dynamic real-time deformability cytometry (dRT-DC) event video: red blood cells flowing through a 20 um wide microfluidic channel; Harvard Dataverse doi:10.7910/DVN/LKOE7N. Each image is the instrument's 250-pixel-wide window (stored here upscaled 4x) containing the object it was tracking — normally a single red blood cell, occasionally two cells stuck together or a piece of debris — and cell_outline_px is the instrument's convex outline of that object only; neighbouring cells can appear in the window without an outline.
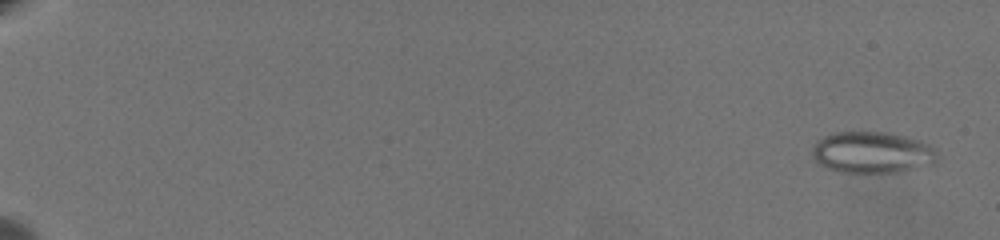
{"species": "common noctule bat (a hibernating species)", "species_latin": "Nyctalus noctula", "temperature_condition": "warm", "stored_images_in_passage": 66, "camera_frame_rate_fps": 3000, "um_per_image_px": 0.085, "animal": {"sex": "female", "body_mass_g": 19.5, "forearm_length_mm": 54.1}, "frame": {"image": 1, "passage_image": 3, "time_ms": 0.667, "image_size_px": [1000, 240], "cell_outline_px": [[936, 160], [932, 164], [896, 172], [840, 172], [828, 168], [812, 160], [812, 148], [816, 140], [824, 136], [836, 132], [888, 132], [920, 140], [936, 148]], "centroid_in_image_um": [74.1, 12.95], "position_along_channel_um": 10.9, "area_um2": 30.23}}
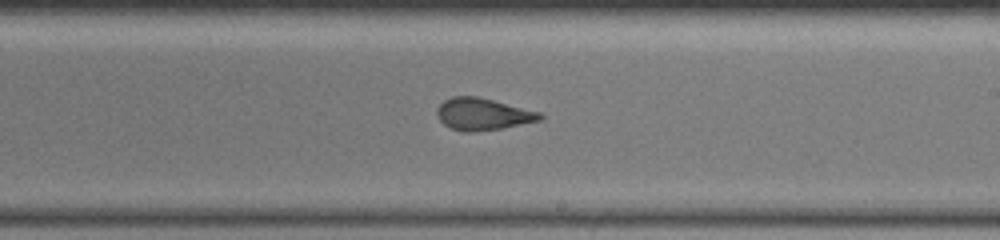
{"frame": {"image": 2, "passage_image": 43, "time_ms": 14.0, "image_size_px": [1000, 240], "cell_outline_px": [[544, 116], [540, 120], [500, 128], [472, 132], [464, 132], [452, 128], [444, 124], [436, 116], [436, 108], [444, 100], [452, 96], [476, 96], [540, 112]], "centroid_in_image_um": [40.99, 9.69], "position_along_channel_um": 248.0, "area_um2": 18.96}}
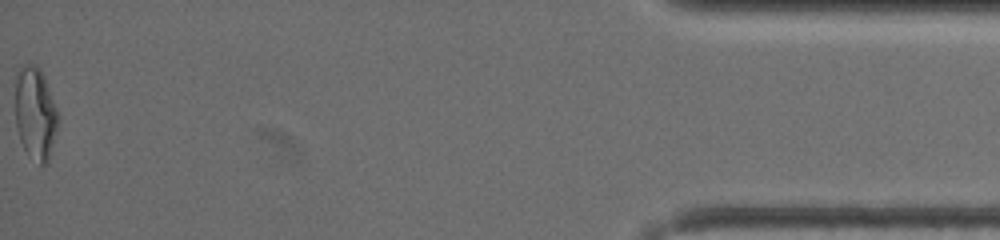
{"frame": {"image": 3, "passage_image": 66, "time_ms": 21.667, "image_size_px": [1000, 240], "cell_outline_px": [[56, 132], [48, 164], [40, 164], [24, 148], [20, 140], [16, 124], [16, 76], [20, 68], [24, 64], [36, 64], [40, 68], [44, 76], [56, 108]], "centroid_in_image_um": [2.99, 9.61], "position_along_channel_um": 432.2, "area_um2": 22.54}, "authors_computed_cell_mechanics": {"area_um2": 21.3571, "velocity_mm_per_s": 3.4181, "shape_relaxation_time_tau1_ms": null, "shape_relaxation_time_tau2_ms": 1.2322, "deformation_change_tau1": null, "deformation_change_tau2": 0.0942}}